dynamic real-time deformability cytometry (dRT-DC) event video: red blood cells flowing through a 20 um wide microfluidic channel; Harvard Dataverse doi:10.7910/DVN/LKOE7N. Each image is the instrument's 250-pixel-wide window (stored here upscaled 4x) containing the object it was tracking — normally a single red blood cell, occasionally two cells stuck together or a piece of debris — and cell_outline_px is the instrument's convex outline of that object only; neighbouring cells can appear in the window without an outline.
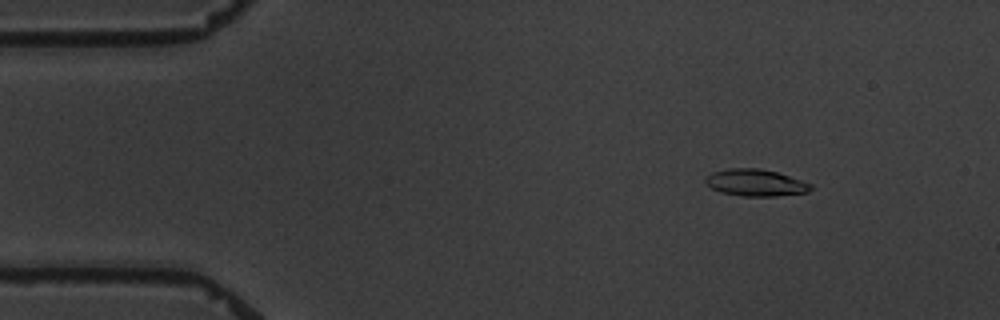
{"species": "common noctule bat (a hibernating species)", "species_latin": "Nyctalus noctula", "temperature_condition": "warm", "stored_images_in_passage": 3, "camera_frame_rate_fps": 3000, "um_per_image_px": 0.085, "animal": {"sex": "male", "body_mass_g": 19.5, "forearm_length_mm": 54.6}, "frame": {"image": 1, "passage_image": 1, "time_ms": 0.0, "image_size_px": [1000, 320], "cell_outline_px": [[812, 188], [808, 192], [776, 196], [744, 196], [720, 192], [704, 184], [704, 176], [712, 172], [728, 168], [760, 168], [776, 172], [812, 184]], "centroid_in_image_um": [64.16, 15.52], "position_along_channel_um": 20.8, "area_um2": 16.53}}
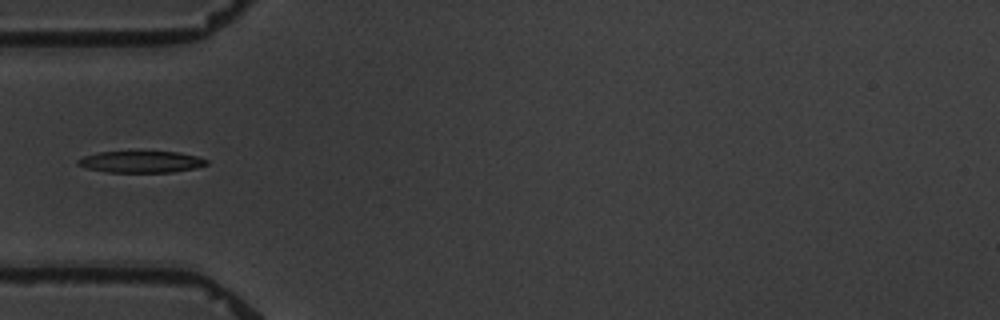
{"frame": {"image": 2, "passage_image": 3, "time_ms": 3.667, "image_size_px": [1000, 320], "cell_outline_px": [[208, 164], [196, 168], [172, 172], [108, 172], [88, 168], [76, 164], [76, 160], [84, 156], [100, 152], [180, 152], [196, 156], [208, 160]], "centroid_in_image_um": [12.01, 13.76], "position_along_channel_um": 73.0, "area_um2": 16.07}}